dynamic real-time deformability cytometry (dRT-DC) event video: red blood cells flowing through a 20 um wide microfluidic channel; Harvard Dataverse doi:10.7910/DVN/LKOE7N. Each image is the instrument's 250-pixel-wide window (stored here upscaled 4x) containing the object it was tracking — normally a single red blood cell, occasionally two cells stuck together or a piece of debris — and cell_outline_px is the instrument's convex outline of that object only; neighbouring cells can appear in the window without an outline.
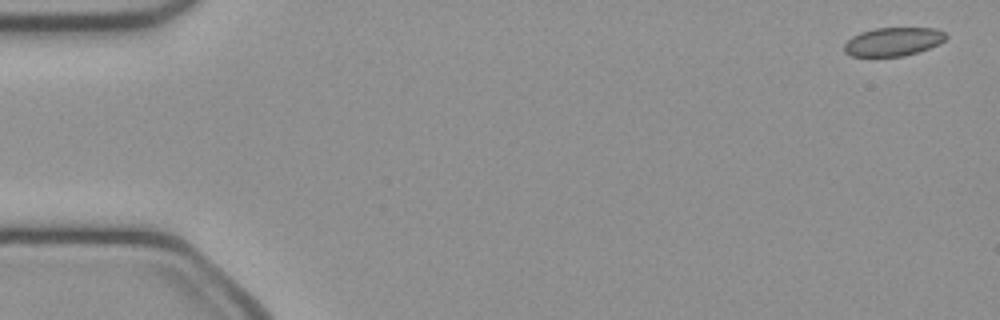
{"species": "common noctule bat (a hibernating species)", "species_latin": "Nyctalus noctula", "temperature_condition": "cold", "stored_images_in_passage": 49, "camera_frame_rate_fps": 3000, "um_per_image_px": 0.085, "animal": {"sex": "female", "body_mass_g": 21.9}, "frame": {"image": 1, "passage_image": 1, "time_ms": 0.0, "image_size_px": [1000, 320], "cell_outline_px": [[948, 36], [940, 44], [904, 56], [852, 56], [844, 52], [844, 44], [852, 36], [860, 32], [876, 28], [936, 28], [944, 32]], "centroid_in_image_um": [75.92, 3.53], "position_along_channel_um": 9.1, "area_um2": 16.88}}
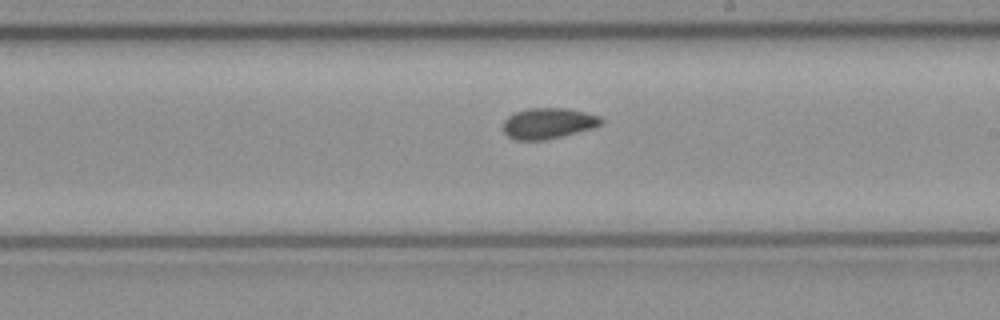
{"frame": {"image": 2, "passage_image": 28, "time_ms": 9.0, "image_size_px": [1000, 320], "cell_outline_px": [[604, 124], [592, 128], [564, 136], [548, 140], [516, 140], [508, 136], [504, 132], [504, 120], [508, 116], [516, 112], [528, 108], [564, 108], [584, 112], [600, 116], [604, 120]], "centroid_in_image_um": [46.62, 10.49], "position_along_channel_um": 242.4, "area_um2": 17.69}}
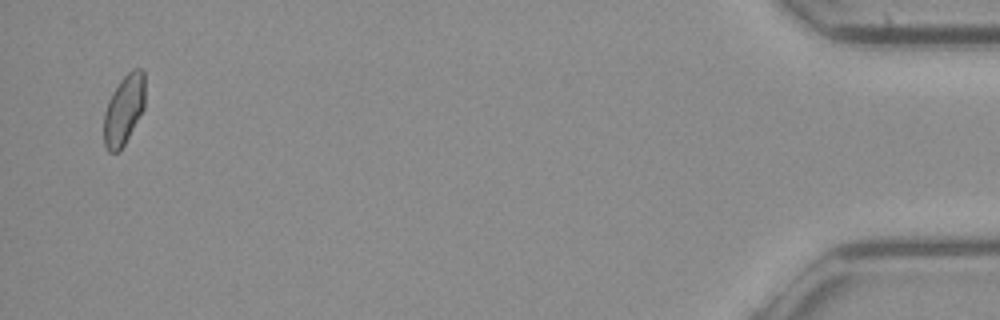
{"frame": {"image": 3, "passage_image": 48, "time_ms": 15.667, "image_size_px": [1000, 320], "cell_outline_px": [[144, 108], [120, 152], [108, 152], [104, 144], [104, 112], [108, 100], [112, 92], [120, 80], [132, 68], [140, 68], [144, 72]], "centroid_in_image_um": [10.52, 9.32], "position_along_channel_um": 424.7, "area_um2": 16.82}, "authors_computed_cell_mechanics": {"area_um2": 17.5134, "velocity_mm_per_s": 4.0947, "shape_relaxation_time_tau1_ms": null, "shape_relaxation_time_tau2_ms": 2.9887, "deformation_change_tau1": null, "deformation_change_tau2": 0.0653}}